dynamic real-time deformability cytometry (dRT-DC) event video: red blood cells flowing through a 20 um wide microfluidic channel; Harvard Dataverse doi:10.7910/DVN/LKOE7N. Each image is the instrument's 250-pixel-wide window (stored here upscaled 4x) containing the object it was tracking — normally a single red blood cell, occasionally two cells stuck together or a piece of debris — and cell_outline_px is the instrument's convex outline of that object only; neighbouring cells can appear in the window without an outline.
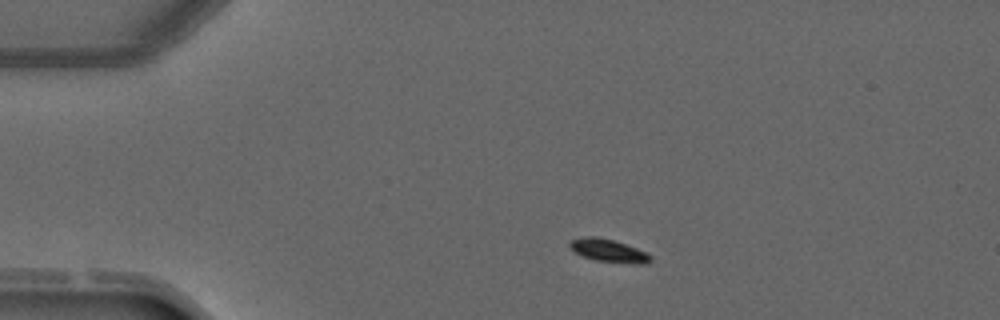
{"species": "common noctule bat (a hibernating species)", "species_latin": "Nyctalus noctula", "temperature_condition": "warm", "stored_images_in_passage": 3, "camera_frame_rate_fps": 3000, "um_per_image_px": 0.085, "animal": {"sex": "male", "forearm_length_mm": 52.5}, "frame": {"image": 1, "passage_image": 1, "time_ms": 0.0, "image_size_px": [1000, 320], "cell_outline_px": [[652, 260], [644, 264], [636, 264], [596, 260], [584, 256], [576, 252], [568, 244], [572, 240], [580, 236], [596, 236], [612, 240], [636, 248], [652, 256]], "centroid_in_image_um": [51.73, 21.29], "position_along_channel_um": 33.3, "area_um2": 10.52}}
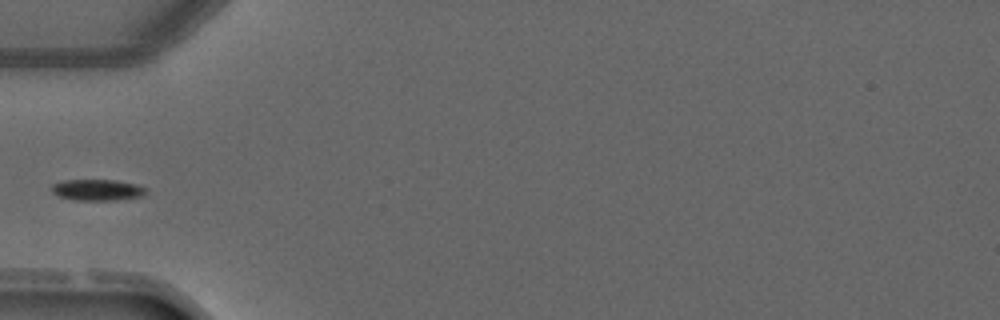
{"frame": {"image": 2, "passage_image": 3, "time_ms": 2.0, "image_size_px": [1000, 320], "cell_outline_px": [[148, 192], [140, 196], [116, 200], [72, 200], [56, 196], [52, 192], [52, 184], [64, 180], [116, 180], [136, 184], [144, 188]], "centroid_in_image_um": [8.23, 16.14], "position_along_channel_um": 76.8, "area_um2": 11.68}}